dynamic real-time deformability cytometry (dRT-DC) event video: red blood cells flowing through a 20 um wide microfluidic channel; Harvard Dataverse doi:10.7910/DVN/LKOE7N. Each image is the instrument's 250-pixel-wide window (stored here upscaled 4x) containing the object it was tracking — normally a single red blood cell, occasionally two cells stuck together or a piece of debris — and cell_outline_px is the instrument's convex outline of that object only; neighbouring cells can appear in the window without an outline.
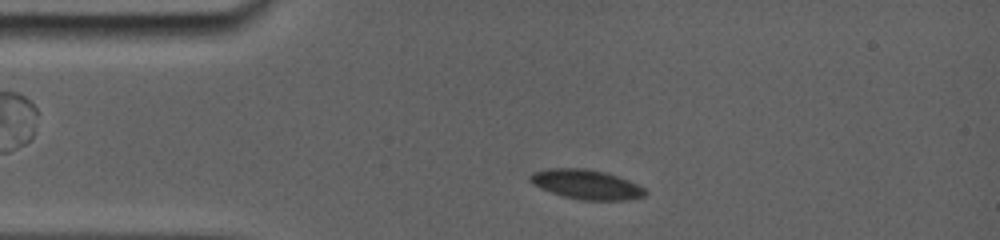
{"species": "common noctule bat (a hibernating species)", "species_latin": "Nyctalus noctula", "temperature_condition": "room temperature", "stored_images_in_passage": 2, "camera_frame_rate_fps": 5000, "um_per_image_px": 0.085, "animal": {"sex": "female", "body_mass_g": 19.0, "forearm_length_mm": 56.7}, "frame": {"image": 1, "passage_image": 1, "time_ms": 0.0, "image_size_px": [1000, 240], "cell_outline_px": [[648, 192], [644, 196], [628, 200], [580, 200], [564, 196], [540, 188], [532, 184], [528, 180], [528, 176], [532, 172], [552, 168], [584, 168], [604, 172], [628, 180], [644, 188]], "centroid_in_image_um": [49.81, 15.68], "position_along_channel_um": 35.2, "area_um2": 19.77}}